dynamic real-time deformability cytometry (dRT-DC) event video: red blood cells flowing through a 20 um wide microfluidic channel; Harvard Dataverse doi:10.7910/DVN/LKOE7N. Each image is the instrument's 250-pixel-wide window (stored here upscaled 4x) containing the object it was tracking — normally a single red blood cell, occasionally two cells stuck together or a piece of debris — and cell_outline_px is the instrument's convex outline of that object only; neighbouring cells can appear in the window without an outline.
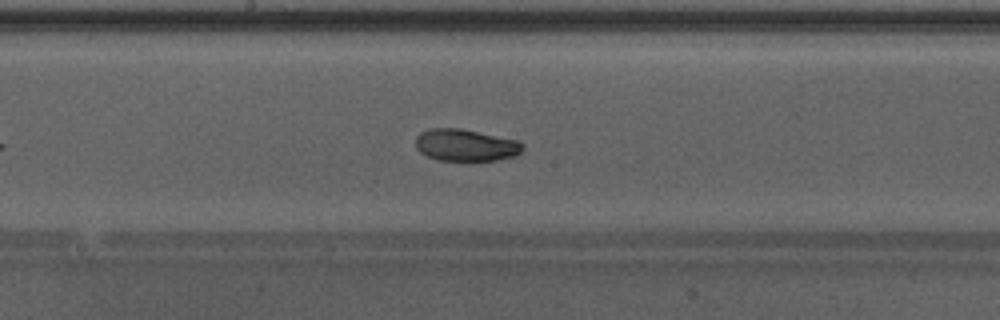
{"species": "Egyptian fruit bat (a non-hibernating species)", "species_latin": "Rousettus aegyptiacus", "temperature_condition": "warm", "stored_images_in_passage": 35, "camera_frame_rate_fps": 3000, "um_per_image_px": 0.085, "animal": {"sex": "male"}, "frame": {"image": 1, "passage_image": 15, "time_ms": 4.667, "image_size_px": [1000, 320], "cell_outline_px": [[524, 148], [516, 156], [496, 160], [436, 160], [420, 152], [416, 148], [416, 136], [420, 132], [428, 128], [460, 128], [520, 140], [524, 144]], "centroid_in_image_um": [39.6, 12.32], "position_along_channel_um": 208.6, "area_um2": 20.17}, "authors_computed_cell_mechanics": {"area_um2": 20.3456, "velocity_mm_per_s": 4.2458, "shape_relaxation_time_tau1_ms": 3.3392, "shape_relaxation_time_tau2_ms": 0.8567, "deformation_change_tau1": 0.1165, "deformation_change_tau2": 0.0305}}